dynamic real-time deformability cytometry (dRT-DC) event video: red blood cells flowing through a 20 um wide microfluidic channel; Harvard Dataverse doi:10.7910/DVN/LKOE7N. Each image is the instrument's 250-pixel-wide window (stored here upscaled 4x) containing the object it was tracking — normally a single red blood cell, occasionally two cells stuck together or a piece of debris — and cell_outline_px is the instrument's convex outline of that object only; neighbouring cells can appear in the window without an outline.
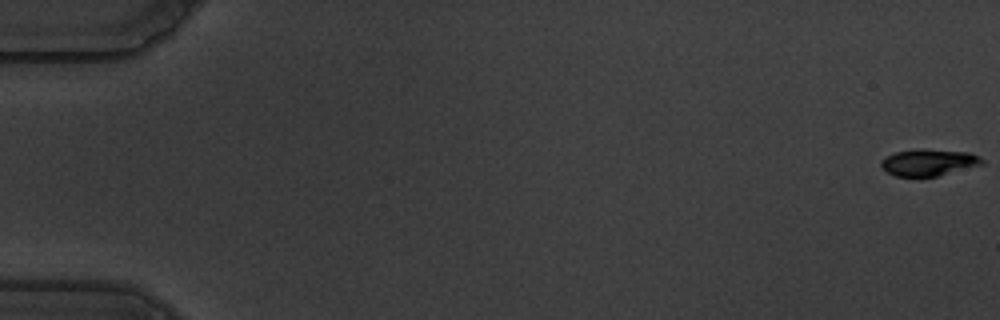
{"species": "common noctule bat (a hibernating species)", "species_latin": "Nyctalus noctula", "temperature_condition": "warm", "stored_images_in_passage": 59, "camera_frame_rate_fps": 3000, "um_per_image_px": 0.085, "animal": {"sex": "male", "body_mass_g": 19.5, "forearm_length_mm": 54.6}, "frame": {"image": 1, "passage_image": 1, "time_ms": 0.0, "image_size_px": [1000, 320], "cell_outline_px": [[984, 164], [936, 176], [896, 176], [888, 172], [880, 164], [880, 160], [896, 152], [916, 148], [924, 148], [968, 152], [980, 156], [984, 160]], "centroid_in_image_um": [78.96, 13.78], "position_along_channel_um": 6.0, "area_um2": 15.72}}
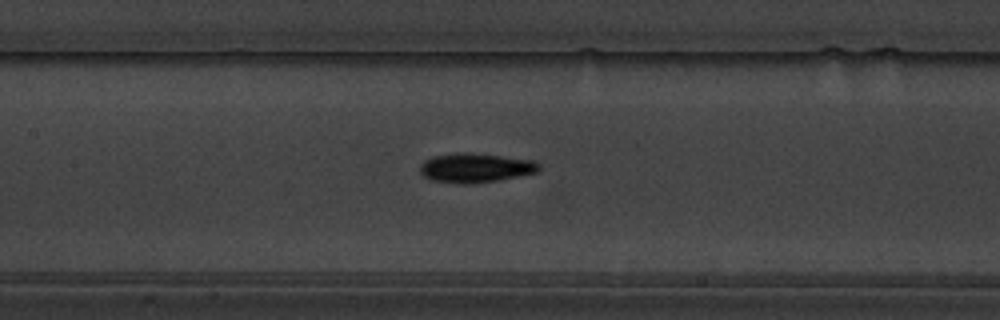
{"frame": {"image": 2, "passage_image": 29, "time_ms": 9.333, "image_size_px": [1000, 320], "cell_outline_px": [[540, 168], [536, 172], [496, 180], [432, 180], [424, 176], [420, 172], [420, 164], [424, 160], [432, 156], [456, 152], [460, 152], [500, 156], [532, 160], [540, 164]], "centroid_in_image_um": [40.4, 14.2], "position_along_channel_um": 167.0, "area_um2": 19.02}}
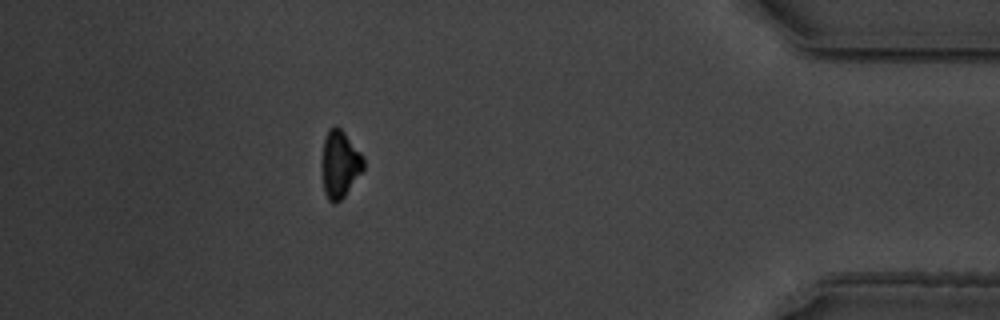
{"frame": {"image": 3, "passage_image": 53, "time_ms": 17.333, "image_size_px": [1000, 320], "cell_outline_px": [[364, 168], [344, 196], [336, 204], [332, 204], [328, 200], [324, 192], [324, 140], [328, 128], [336, 124], [344, 132], [364, 156]], "centroid_in_image_um": [28.92, 13.94], "position_along_channel_um": 406.3, "area_um2": 15.9}, "authors_computed_cell_mechanics": {"area_um2": 17.6868, "velocity_mm_per_s": 3.5303, "shape_relaxation_time_tau1_ms": 6.1682, "shape_relaxation_time_tau2_ms": 5.4017, "deformation_change_tau1": 0.2324, "deformation_change_tau2": 0.1018}}